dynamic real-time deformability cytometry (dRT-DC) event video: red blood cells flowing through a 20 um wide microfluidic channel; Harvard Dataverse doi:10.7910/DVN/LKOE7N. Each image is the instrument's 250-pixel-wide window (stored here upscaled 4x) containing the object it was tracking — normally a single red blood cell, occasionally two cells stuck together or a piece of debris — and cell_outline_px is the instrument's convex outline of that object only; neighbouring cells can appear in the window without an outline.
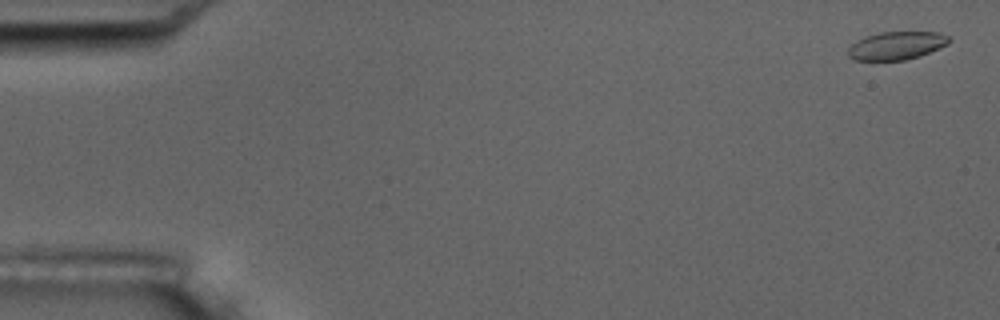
{"species": "common noctule bat (a hibernating species)", "species_latin": "Nyctalus noctula", "temperature_condition": "room temperature", "stored_images_in_passage": 10, "camera_frame_rate_fps": 3000, "um_per_image_px": 0.085, "animal": {"sex": "male", "body_mass_g": 17.5, "forearm_length_mm": 52.3}, "frame": {"image": 1, "passage_image": 1, "time_ms": 0.0, "image_size_px": [1000, 320], "cell_outline_px": [[952, 40], [948, 44], [920, 56], [904, 60], [856, 60], [848, 56], [848, 48], [856, 40], [880, 32], [940, 32], [948, 36]], "centroid_in_image_um": [76.22, 3.87], "position_along_channel_um": 8.8, "area_um2": 16.47}}
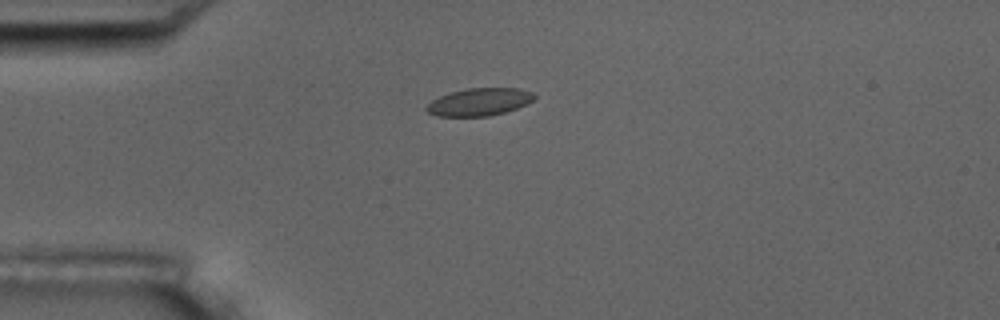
{"frame": {"image": 2, "passage_image": 4, "time_ms": 4.333, "image_size_px": [1000, 320], "cell_outline_px": [[536, 96], [532, 100], [516, 108], [504, 112], [488, 116], [436, 116], [428, 112], [424, 108], [432, 100], [448, 92], [468, 88], [520, 88], [532, 92]], "centroid_in_image_um": [40.7, 8.65], "position_along_channel_um": 44.3, "area_um2": 17.22}}